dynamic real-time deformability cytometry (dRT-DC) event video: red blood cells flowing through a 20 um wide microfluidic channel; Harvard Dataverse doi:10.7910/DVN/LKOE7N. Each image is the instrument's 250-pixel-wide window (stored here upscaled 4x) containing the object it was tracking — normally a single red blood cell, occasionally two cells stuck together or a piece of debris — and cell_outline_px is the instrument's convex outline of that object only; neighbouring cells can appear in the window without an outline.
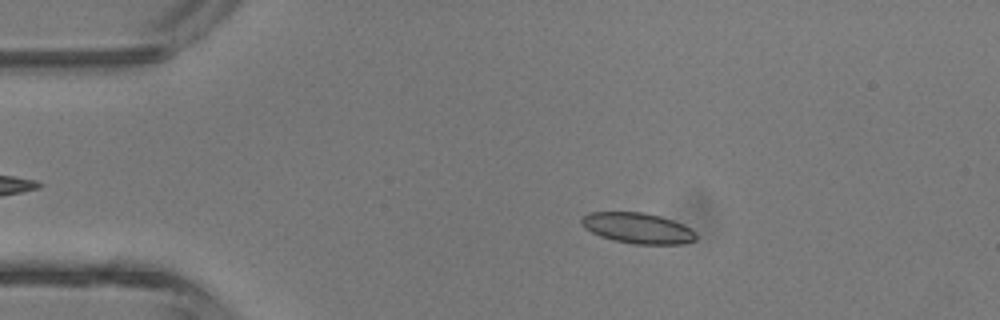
{"species": "common noctule bat (a hibernating species)", "species_latin": "Nyctalus noctula", "temperature_condition": "room temperature", "stored_images_in_passage": 4, "camera_frame_rate_fps": 3000, "um_per_image_px": 0.085, "animal": {"sex": "male", "body_mass_g": 13.3}, "frame": {"image": 1, "passage_image": 3, "time_ms": 2.0, "image_size_px": [1000, 320], "cell_outline_px": [[696, 240], [684, 244], [636, 244], [616, 240], [600, 236], [584, 228], [580, 224], [580, 220], [588, 212], [644, 212], [660, 216], [684, 224], [696, 232]], "centroid_in_image_um": [54.22, 19.38], "position_along_channel_um": 30.8, "area_um2": 20.52}}